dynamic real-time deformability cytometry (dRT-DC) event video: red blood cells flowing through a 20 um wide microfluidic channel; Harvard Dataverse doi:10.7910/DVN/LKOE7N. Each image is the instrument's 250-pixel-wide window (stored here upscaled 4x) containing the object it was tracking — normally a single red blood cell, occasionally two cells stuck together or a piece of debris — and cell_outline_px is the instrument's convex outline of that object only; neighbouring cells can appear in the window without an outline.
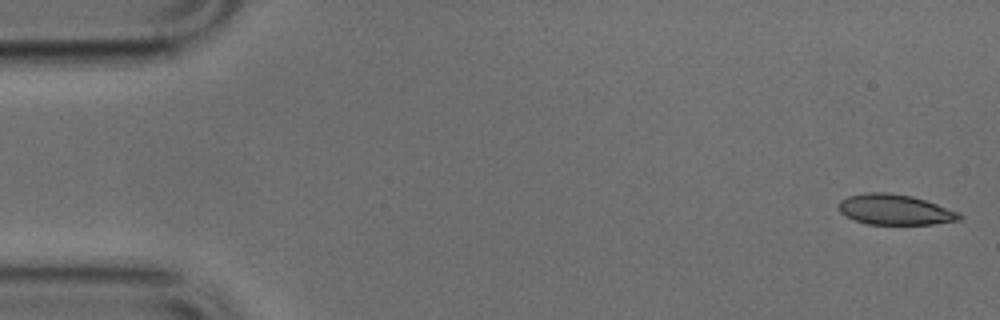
{"species": "common noctule bat (a hibernating species)", "species_latin": "Nyctalus noctula", "temperature_condition": "cold", "stored_images_in_passage": 9, "camera_frame_rate_fps": 3000, "um_per_image_px": 0.085, "animal": {"sex": "male", "body_mass_g": 17.9, "forearm_length_mm": 54.2}, "frame": {"image": 1, "passage_image": 1, "time_ms": 0.0, "image_size_px": [1000, 320], "cell_outline_px": [[964, 216], [960, 220], [932, 224], [868, 224], [856, 220], [840, 212], [840, 200], [848, 196], [864, 192], [884, 192], [912, 196], [960, 212]], "centroid_in_image_um": [76.1, 17.81], "position_along_channel_um": 8.9, "area_um2": 21.21}}